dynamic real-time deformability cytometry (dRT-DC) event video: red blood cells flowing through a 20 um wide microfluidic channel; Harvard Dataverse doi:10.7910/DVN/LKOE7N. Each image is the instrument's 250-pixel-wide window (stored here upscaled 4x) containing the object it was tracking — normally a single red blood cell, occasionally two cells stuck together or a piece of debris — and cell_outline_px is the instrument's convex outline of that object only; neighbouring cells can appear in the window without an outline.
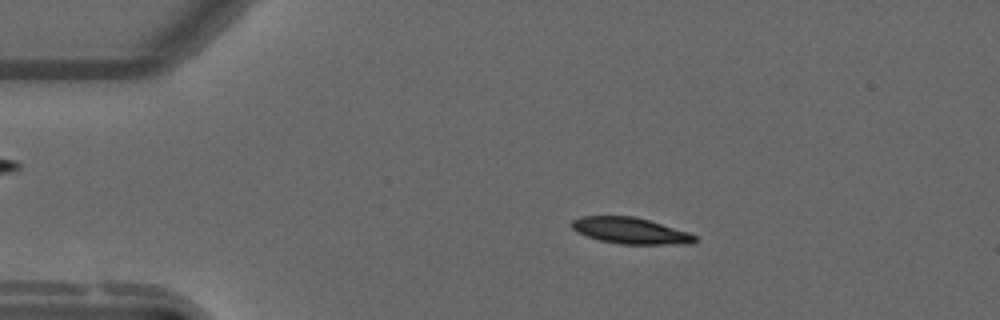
{"species": "common noctule bat (a hibernating species)", "species_latin": "Nyctalus noctula", "temperature_condition": "warm", "stored_images_in_passage": 54, "camera_frame_rate_fps": 3000, "um_per_image_px": 0.085, "animal": {"sex": "male", "forearm_length_mm": 52.5}, "frame": {"image": 1, "passage_image": 10, "time_ms": 3.0, "image_size_px": [1000, 320], "cell_outline_px": [[696, 240], [692, 244], [620, 244], [600, 240], [576, 232], [572, 228], [572, 220], [580, 216], [632, 216], [648, 220], [688, 232], [696, 236]], "centroid_in_image_um": [53.57, 19.61], "position_along_channel_um": 31.4, "area_um2": 18.67}}
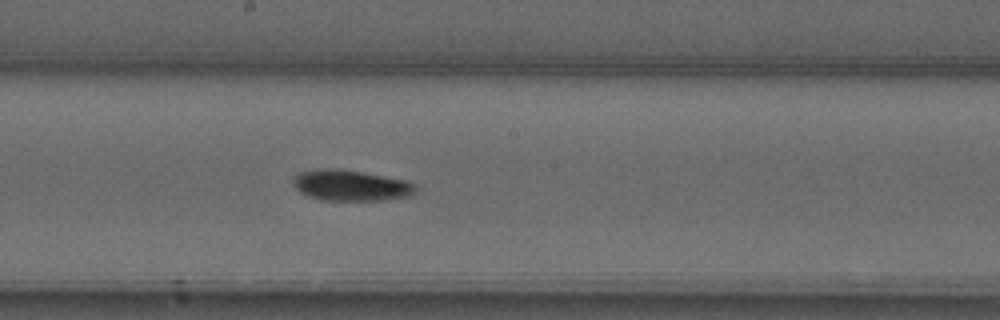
{"frame": {"image": 2, "passage_image": 29, "time_ms": 9.333, "image_size_px": [1000, 320], "cell_outline_px": [[420, 188], [412, 196], [384, 200], [320, 200], [308, 196], [300, 192], [292, 184], [296, 176], [300, 172], [320, 168], [332, 168], [364, 172], [408, 180], [416, 184]], "centroid_in_image_um": [29.9, 15.76], "position_along_channel_um": 218.3, "area_um2": 22.37}}
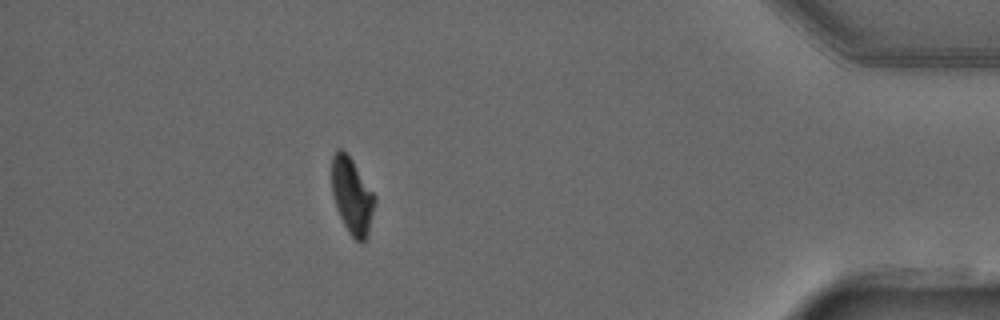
{"frame": {"image": 3, "passage_image": 48, "time_ms": 15.667, "image_size_px": [1000, 320], "cell_outline_px": [[376, 200], [368, 236], [360, 244], [348, 232], [336, 208], [332, 192], [332, 156], [336, 148], [340, 148], [352, 160], [376, 196]], "centroid_in_image_um": [29.93, 16.67], "position_along_channel_um": 405.3, "area_um2": 19.07}, "authors_computed_cell_mechanics": {"area_um2": 20.4901, "velocity_mm_per_s": 3.7415, "shape_relaxation_time_tau1_ms": 6.3735, "shape_relaxation_time_tau2_ms": 4.5512, "deformation_change_tau1": 0.1926, "deformation_change_tau2": 0.0852}}